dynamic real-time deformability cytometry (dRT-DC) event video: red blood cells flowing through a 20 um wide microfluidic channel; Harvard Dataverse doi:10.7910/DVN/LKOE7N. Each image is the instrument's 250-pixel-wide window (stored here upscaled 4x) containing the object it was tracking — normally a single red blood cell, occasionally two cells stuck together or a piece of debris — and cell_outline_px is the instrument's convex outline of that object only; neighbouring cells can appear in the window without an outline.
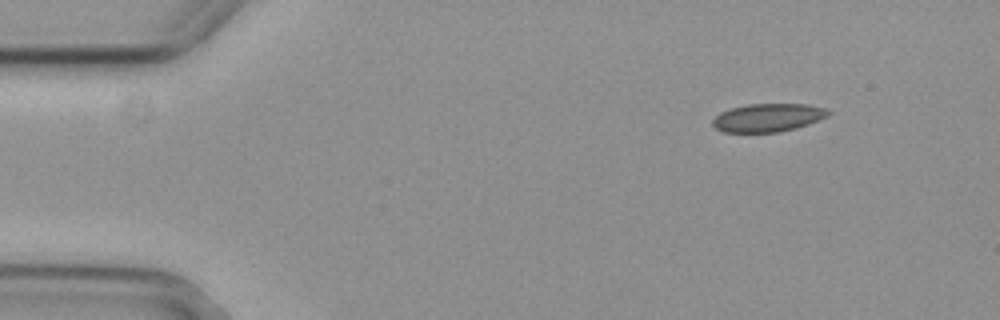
{"species": "common noctule bat (a hibernating species)", "species_latin": "Nyctalus noctula", "temperature_condition": "cold", "stored_images_in_passage": 3, "camera_frame_rate_fps": 3000, "um_per_image_px": 0.085, "animal": {"sex": "female", "body_mass_g": 29.2, "forearm_length_mm": 56.3}, "frame": {"image": 1, "passage_image": 1, "time_ms": 0.0, "image_size_px": [1000, 320], "cell_outline_px": [[832, 112], [828, 116], [808, 124], [796, 128], [780, 132], [724, 132], [716, 128], [712, 124], [712, 120], [720, 112], [732, 108], [748, 104], [808, 104], [828, 108]], "centroid_in_image_um": [65.31, 9.99], "position_along_channel_um": 19.7, "area_um2": 19.07}}
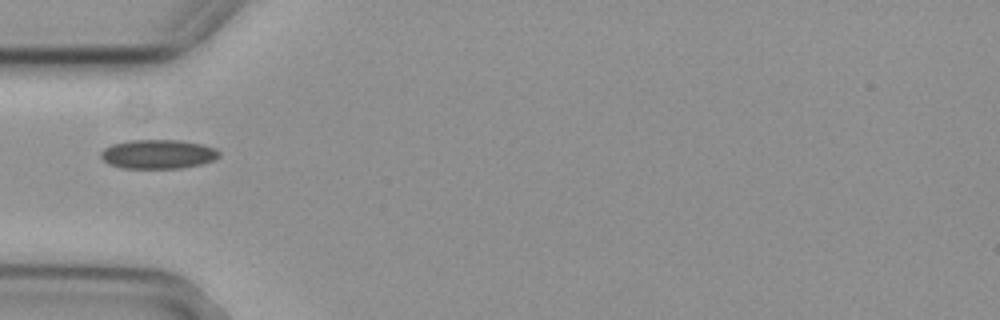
{"frame": {"image": 2, "passage_image": 3, "time_ms": 0.667, "image_size_px": [1000, 320], "cell_outline_px": [[220, 156], [212, 160], [200, 164], [180, 168], [124, 168], [108, 164], [100, 156], [100, 152], [104, 148], [112, 144], [128, 140], [176, 140], [204, 144], [216, 148], [220, 152]], "centroid_in_image_um": [13.42, 13.09], "position_along_channel_um": 71.6, "area_um2": 20.11}}